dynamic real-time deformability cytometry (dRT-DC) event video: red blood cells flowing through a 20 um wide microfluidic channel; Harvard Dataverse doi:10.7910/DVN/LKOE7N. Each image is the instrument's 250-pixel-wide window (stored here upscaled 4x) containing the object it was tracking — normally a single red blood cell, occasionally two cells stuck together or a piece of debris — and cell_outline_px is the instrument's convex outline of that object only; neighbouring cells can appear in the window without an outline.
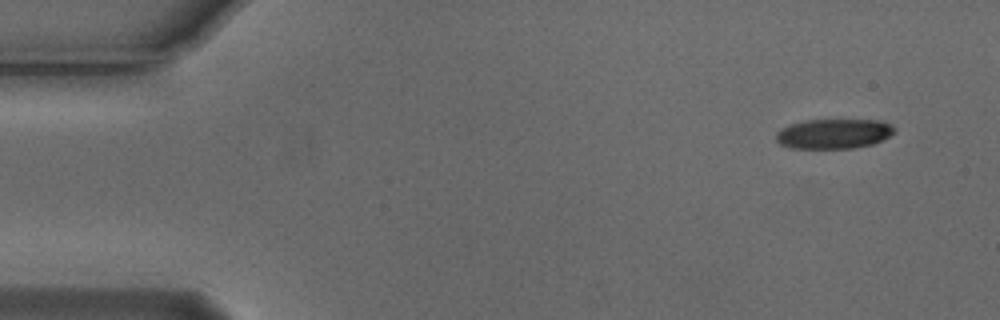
{"species": "Egyptian fruit bat (a non-hibernating species)", "species_latin": "Rousettus aegyptiacus", "temperature_condition": "cold", "stored_images_in_passage": 5, "segment_of_instrument_passage": [1, 2], "camera_frame_rate_fps": 3000, "um_per_image_px": 0.085, "animal": {"sex": "male"}, "frame": {"image": 1, "passage_image": 1, "time_ms": 0.0, "image_size_px": [1000, 320], "cell_outline_px": [[896, 132], [872, 144], [852, 148], [788, 148], [780, 144], [776, 140], [776, 132], [780, 128], [792, 124], [808, 120], [876, 120], [892, 124]], "centroid_in_image_um": [70.84, 11.37], "position_along_channel_um": 14.2, "area_um2": 20.46}}
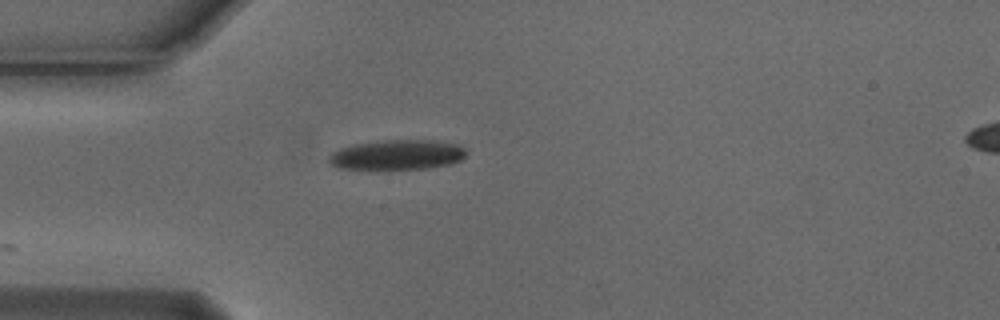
{"frame": {"image": 2, "passage_image": 4, "time_ms": 1.0, "image_size_px": [1000, 320], "cell_outline_px": [[468, 152], [460, 160], [448, 164], [428, 168], [388, 172], [336, 168], [328, 160], [328, 156], [332, 152], [340, 148], [356, 144], [384, 140], [436, 140], [456, 144], [464, 148]], "centroid_in_image_um": [33.71, 13.21], "position_along_channel_um": 51.3, "area_um2": 24.91}}